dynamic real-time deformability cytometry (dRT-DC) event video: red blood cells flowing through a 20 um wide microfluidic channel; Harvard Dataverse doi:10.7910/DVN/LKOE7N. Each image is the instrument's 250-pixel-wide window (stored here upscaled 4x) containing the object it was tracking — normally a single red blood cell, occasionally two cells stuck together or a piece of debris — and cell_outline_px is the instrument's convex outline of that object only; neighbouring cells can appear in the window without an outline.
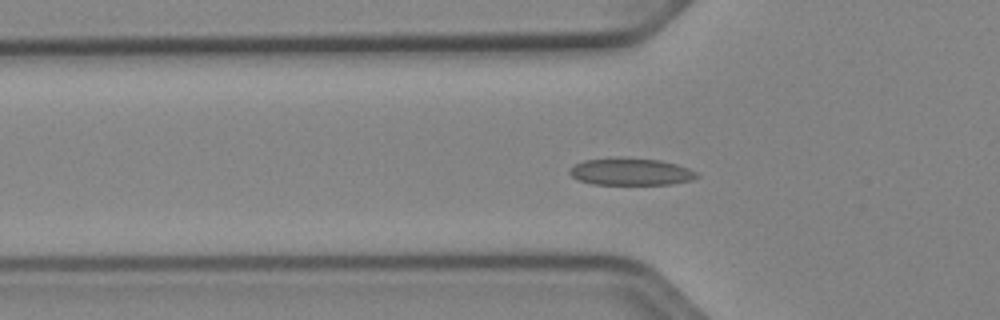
{"species": "Egyptian fruit bat (a non-hibernating species)", "species_latin": "Rousettus aegyptiacus", "temperature_condition": "cold", "stored_images_in_passage": 52, "camera_frame_rate_fps": 3000, "um_per_image_px": 0.085, "animal": {"sex": "female"}, "frame": {"image": 1, "passage_image": 16, "time_ms": 5.0, "image_size_px": [1000, 320], "cell_outline_px": [[700, 176], [692, 180], [672, 184], [592, 184], [580, 180], [572, 176], [568, 172], [576, 164], [584, 160], [660, 160], [676, 164], [688, 168], [696, 172]], "centroid_in_image_um": [53.68, 14.64], "position_along_channel_um": 72.1, "area_um2": 19.13}}
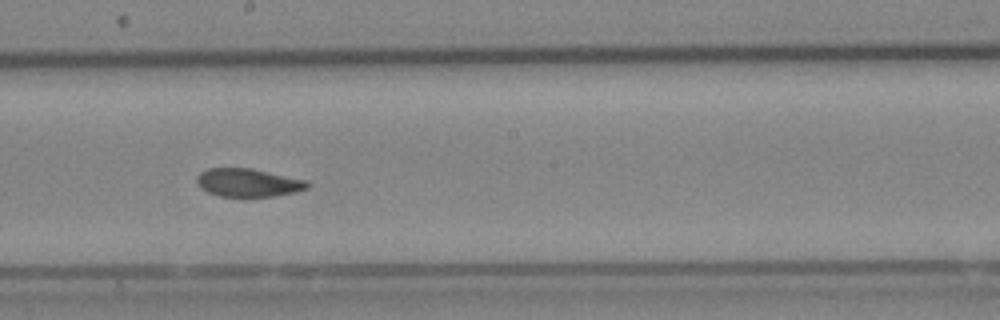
{"frame": {"image": 2, "passage_image": 28, "time_ms": 9.0, "image_size_px": [1000, 320], "cell_outline_px": [[312, 184], [308, 188], [296, 192], [272, 196], [216, 196], [200, 188], [196, 180], [196, 176], [200, 172], [208, 168], [252, 168], [308, 180]], "centroid_in_image_um": [21.11, 15.52], "position_along_channel_um": 227.1, "area_um2": 18.38}}
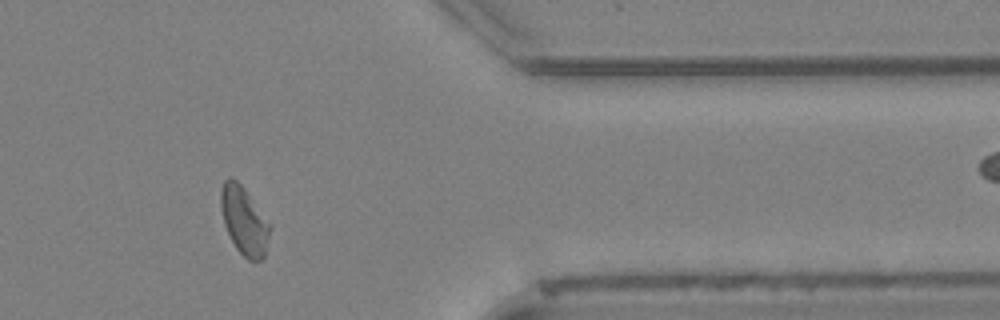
{"frame": {"image": 3, "passage_image": 42, "time_ms": 13.667, "image_size_px": [1000, 320], "cell_outline_px": [[272, 224], [264, 256], [260, 260], [248, 260], [236, 248], [224, 224], [220, 204], [220, 188], [224, 180], [228, 176], [236, 180], [244, 188]], "centroid_in_image_um": [20.75, 18.72], "position_along_channel_um": 390.6, "area_um2": 19.48}, "authors_computed_cell_mechanics": {"area_um2": 19.6231, "velocity_mm_per_s": 3.8875, "shape_relaxation_time_tau1_ms": 4.1414, "shape_relaxation_time_tau2_ms": 1.7634, "deformation_change_tau1": 0.117, "deformation_change_tau2": 0.0369}}